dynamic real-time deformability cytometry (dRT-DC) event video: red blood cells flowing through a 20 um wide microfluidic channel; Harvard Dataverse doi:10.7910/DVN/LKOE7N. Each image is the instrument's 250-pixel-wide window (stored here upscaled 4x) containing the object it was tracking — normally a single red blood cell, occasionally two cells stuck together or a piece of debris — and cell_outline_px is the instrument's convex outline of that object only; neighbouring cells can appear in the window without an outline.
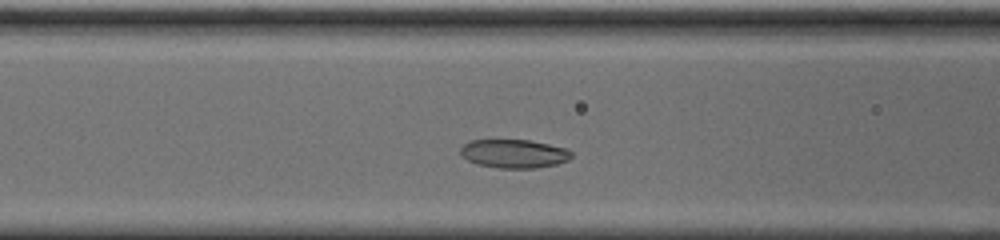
{"species": "common noctule bat (a hibernating species)", "species_latin": "Nyctalus noctula", "temperature_condition": "cold", "stored_images_in_passage": 34, "camera_frame_rate_fps": 3000, "um_per_image_px": 0.085, "animal": {"sex": "male", "body_mass_g": 20.0, "forearm_length_mm": 53.3}, "frame": {"image": 1, "passage_image": 11, "time_ms": 3.333, "image_size_px": [1000, 240], "cell_outline_px": [[572, 156], [568, 160], [556, 164], [536, 168], [496, 168], [476, 164], [460, 156], [460, 148], [464, 144], [472, 140], [528, 140], [568, 148], [572, 152]], "centroid_in_image_um": [43.68, 13.07], "position_along_channel_um": 122.9, "area_um2": 18.61}}
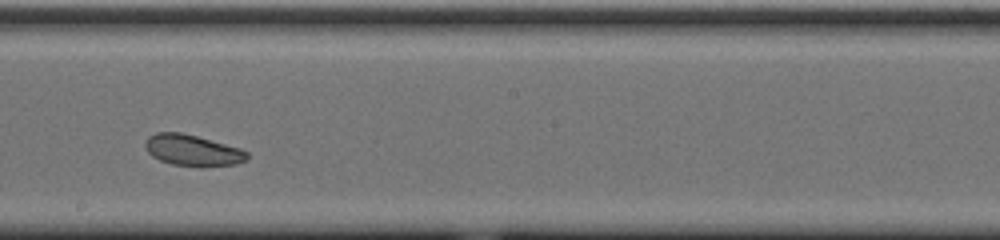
{"frame": {"image": 2, "passage_image": 20, "time_ms": 6.333, "image_size_px": [1000, 240], "cell_outline_px": [[248, 160], [236, 164], [200, 168], [172, 164], [160, 160], [152, 156], [148, 152], [144, 144], [148, 136], [156, 132], [180, 132], [196, 136], [240, 148], [248, 152]], "centroid_in_image_um": [16.38, 12.8], "position_along_channel_um": 231.8, "area_um2": 18.73}}
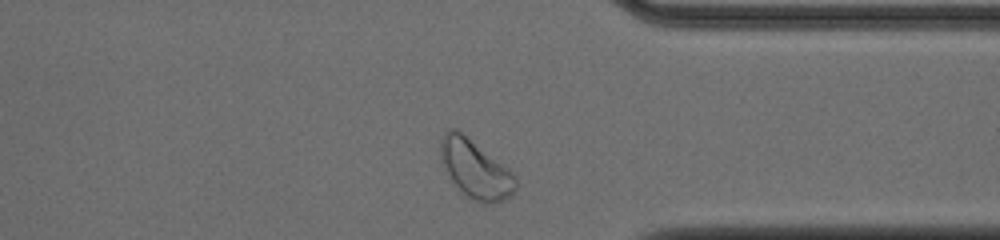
{"frame": {"image": 3, "passage_image": 32, "time_ms": 10.333, "image_size_px": [1000, 240], "cell_outline_px": [[516, 192], [512, 196], [496, 204], [480, 204], [468, 200], [452, 184], [444, 168], [440, 156], [440, 140], [444, 132], [448, 128], [456, 128], [508, 168], [516, 176]], "centroid_in_image_um": [40.39, 14.44], "position_along_channel_um": 371.0, "area_um2": 26.24}, "authors_computed_cell_mechanics": {"area_um2": 19.0162, "velocity_mm_per_s": 3.6441, "shape_relaxation_time_tau1_ms": 1.5101, "shape_relaxation_time_tau2_ms": 5.7707, "deformation_change_tau1": 0.0488, "deformation_change_tau2": 0.1229}}